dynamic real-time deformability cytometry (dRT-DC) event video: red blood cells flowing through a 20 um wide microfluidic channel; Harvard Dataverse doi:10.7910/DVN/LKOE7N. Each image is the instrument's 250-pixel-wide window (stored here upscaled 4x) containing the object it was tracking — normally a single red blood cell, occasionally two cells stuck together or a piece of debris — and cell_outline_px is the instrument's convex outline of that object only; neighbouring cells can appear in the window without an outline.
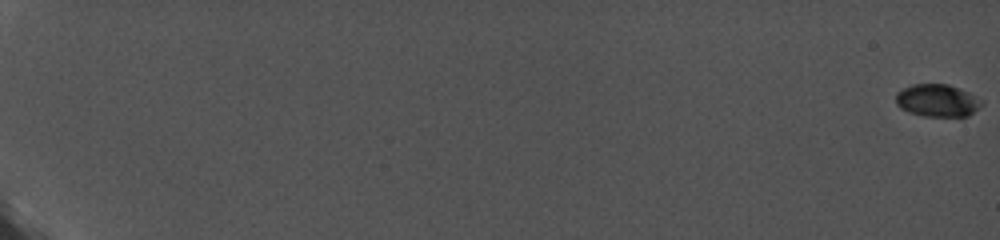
{"species": "common noctule bat (a hibernating species)", "species_latin": "Nyctalus noctula", "temperature_condition": "cold", "stored_images_in_passage": 93, "camera_frame_rate_fps": 5000, "um_per_image_px": 0.085, "animal": {"sex": "female", "body_mass_g": 19.0, "forearm_length_mm": 56.7}, "frame": {"image": 1, "passage_image": 1, "time_ms": 0.0, "image_size_px": [1000, 240], "cell_outline_px": [[984, 104], [968, 116], [924, 116], [908, 112], [900, 108], [896, 104], [896, 92], [912, 84], [948, 84], [968, 92], [984, 100]], "centroid_in_image_um": [79.68, 8.54], "position_along_channel_um": 5.3, "area_um2": 16.36}}
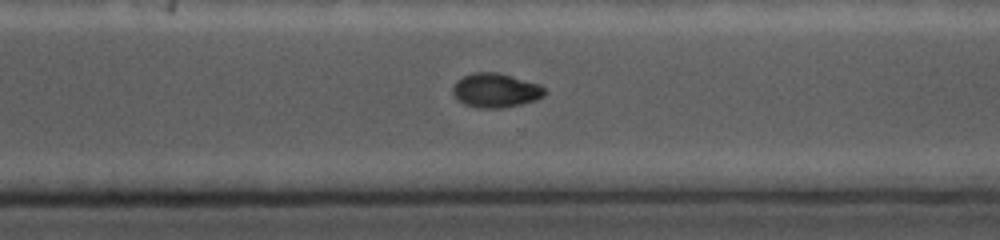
{"frame": {"image": 2, "passage_image": 77, "time_ms": 15.2, "image_size_px": [1000, 240], "cell_outline_px": [[548, 92], [544, 96], [536, 100], [520, 104], [500, 108], [476, 108], [464, 104], [452, 92], [452, 88], [456, 80], [472, 72], [496, 72], [540, 84]], "centroid_in_image_um": [42.14, 7.68], "position_along_channel_um": 328.5, "area_um2": 18.32}}
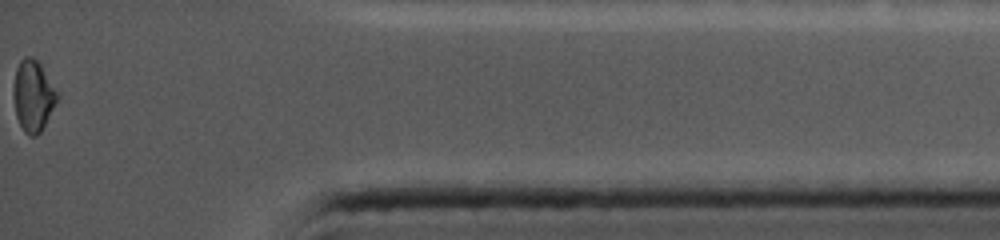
{"frame": {"image": 3, "passage_image": 93, "time_ms": 18.4, "image_size_px": [1000, 240], "cell_outline_px": [[60, 96], [40, 132], [36, 136], [28, 136], [24, 132], [16, 116], [12, 92], [12, 88], [16, 68], [20, 60], [24, 56], [32, 56], [40, 64]], "centroid_in_image_um": [2.79, 8.14], "position_along_channel_um": 432.4, "area_um2": 18.21}, "authors_computed_cell_mechanics": {"area_um2": 17.8024, "velocity_mm_per_s": 3.8218, "shape_relaxation_time_tau1_ms": null, "shape_relaxation_time_tau2_ms": 2.9061, "deformation_change_tau1": null, "deformation_change_tau2": 0.0458}}